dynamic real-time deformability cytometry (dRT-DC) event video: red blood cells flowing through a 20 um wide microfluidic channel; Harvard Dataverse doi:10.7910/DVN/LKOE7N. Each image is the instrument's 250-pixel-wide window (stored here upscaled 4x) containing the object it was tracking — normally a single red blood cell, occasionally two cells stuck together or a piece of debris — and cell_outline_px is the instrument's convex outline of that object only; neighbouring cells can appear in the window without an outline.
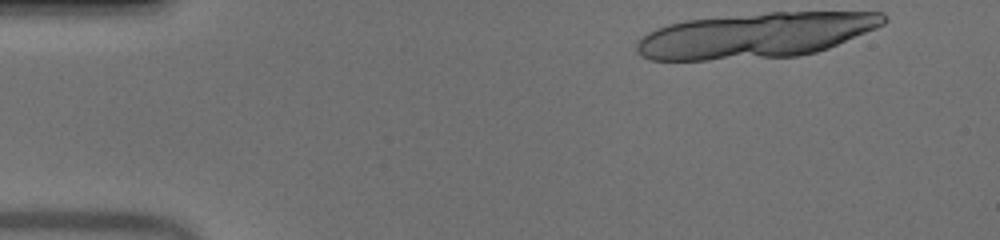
{"species": "human", "species_latin": "Homo sapiens", "temperature_condition": "warm", "stored_images_in_passage": 15, "segment_of_instrument_passage": [1, 2], "camera_frame_rate_fps": 3000, "um_per_image_px": 0.085, "donor": {"sex": "male"}, "frame": {"image": 1, "passage_image": 1, "time_ms": 0.0, "image_size_px": [1000, 240], "cell_outline_px": [[888, 20], [884, 24], [876, 28], [828, 48], [816, 52], [796, 56], [708, 60], [652, 60], [640, 56], [636, 52], [636, 44], [648, 32], [656, 28], [668, 24], [684, 20], [768, 12], [884, 12], [888, 16]], "centroid_in_image_um": [64.23, 3.0], "position_along_channel_um": 20.8, "area_um2": 65.2}}